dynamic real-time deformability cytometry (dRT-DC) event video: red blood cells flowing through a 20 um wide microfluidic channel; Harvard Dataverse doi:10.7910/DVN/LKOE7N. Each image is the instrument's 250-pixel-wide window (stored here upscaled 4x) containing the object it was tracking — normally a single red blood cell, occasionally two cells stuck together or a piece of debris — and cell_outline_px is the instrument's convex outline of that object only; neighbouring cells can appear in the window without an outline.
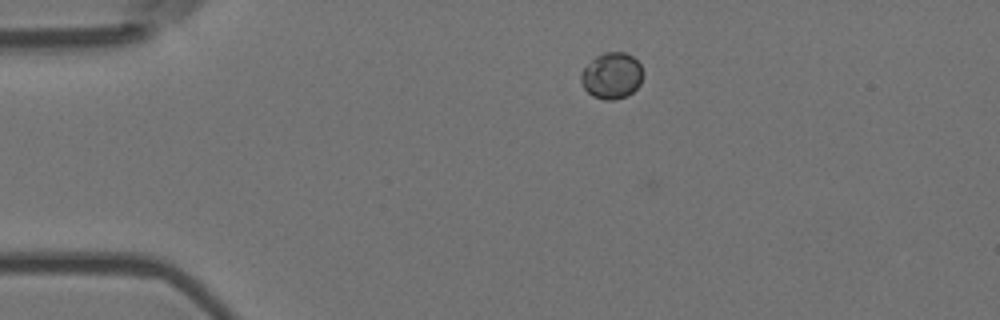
{"species": "Egyptian fruit bat (a non-hibernating species)", "species_latin": "Rousettus aegyptiacus", "temperature_condition": "room temperature", "stored_images_in_passage": 6, "camera_frame_rate_fps": 3000, "um_per_image_px": 0.085, "animal": {"sex": "female"}, "frame": {"image": 1, "passage_image": 4, "time_ms": 1.0, "image_size_px": [1000, 320], "cell_outline_px": [[644, 72], [640, 84], [632, 92], [624, 96], [612, 100], [604, 100], [592, 96], [584, 88], [580, 80], [580, 72], [596, 56], [604, 52], [624, 52], [632, 56], [640, 64]], "centroid_in_image_um": [51.99, 6.43], "position_along_channel_um": 33.0, "area_um2": 16.7}}
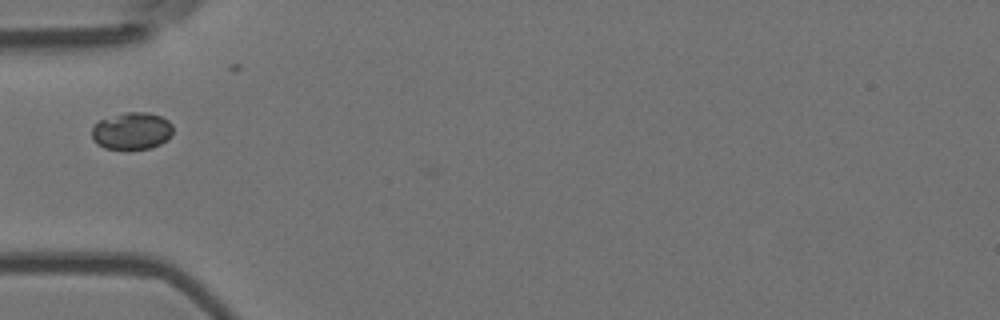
{"frame": {"image": 2, "passage_image": 6, "time_ms": 1.667, "image_size_px": [1000, 320], "cell_outline_px": [[172, 132], [160, 144], [152, 148], [104, 148], [96, 144], [92, 140], [92, 128], [100, 120], [124, 112], [148, 112], [160, 116], [168, 120], [172, 124]], "centroid_in_image_um": [11.18, 11.12], "position_along_channel_um": 73.8, "area_um2": 17.34}}